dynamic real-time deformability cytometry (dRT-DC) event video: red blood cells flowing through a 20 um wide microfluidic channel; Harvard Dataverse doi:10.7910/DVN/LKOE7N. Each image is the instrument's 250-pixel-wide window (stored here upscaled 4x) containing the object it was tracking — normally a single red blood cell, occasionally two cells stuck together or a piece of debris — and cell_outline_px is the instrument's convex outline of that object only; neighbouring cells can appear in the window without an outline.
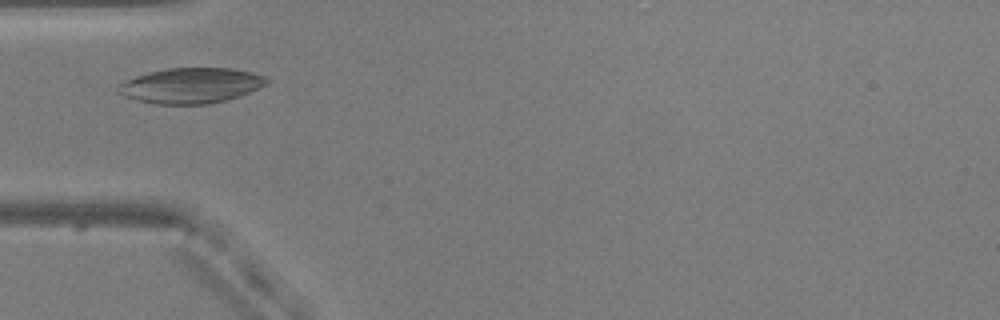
{"species": "common noctule bat (a hibernating species)", "species_latin": "Nyctalus noctula", "temperature_condition": "warm", "stored_images_in_passage": 37, "camera_frame_rate_fps": 3000, "um_per_image_px": 0.085, "animal": {"sex": "male", "body_mass_g": 20.5, "forearm_length_mm": 52.5}, "frame": {"image": 1, "passage_image": 9, "time_ms": 2.667, "image_size_px": [1000, 320], "cell_outline_px": [[268, 84], [240, 96], [208, 104], [156, 104], [136, 100], [124, 96], [116, 92], [116, 88], [120, 84], [136, 76], [148, 72], [164, 68], [232, 68], [252, 72], [264, 76], [268, 80]], "centroid_in_image_um": [16.22, 7.27], "position_along_channel_um": 68.8, "area_um2": 30.63}}
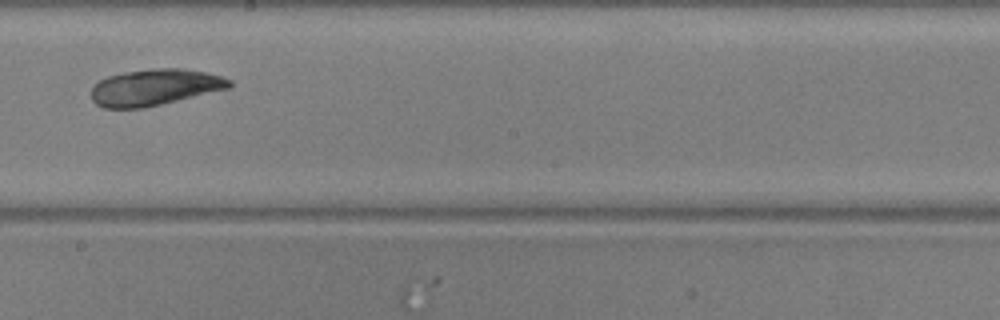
{"frame": {"image": 2, "passage_image": 22, "time_ms": 7.0, "image_size_px": [1000, 320], "cell_outline_px": [[232, 88], [144, 108], [104, 108], [96, 104], [92, 100], [92, 84], [108, 76], [124, 72], [152, 68], [184, 68], [208, 72], [232, 80]], "centroid_in_image_um": [13.18, 7.41], "position_along_channel_um": 235.0, "area_um2": 29.59}}
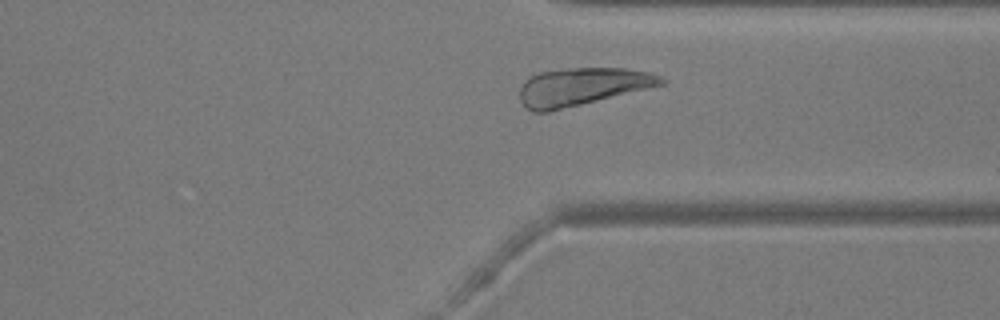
{"frame": {"image": 3, "passage_image": 32, "time_ms": 10.333, "image_size_px": [1000, 320], "cell_outline_px": [[668, 80], [664, 84], [548, 112], [532, 112], [520, 100], [520, 88], [524, 80], [540, 72], [576, 68], [624, 68], [652, 72]], "centroid_in_image_um": [49.49, 7.36], "position_along_channel_um": 361.9, "area_um2": 30.69}}